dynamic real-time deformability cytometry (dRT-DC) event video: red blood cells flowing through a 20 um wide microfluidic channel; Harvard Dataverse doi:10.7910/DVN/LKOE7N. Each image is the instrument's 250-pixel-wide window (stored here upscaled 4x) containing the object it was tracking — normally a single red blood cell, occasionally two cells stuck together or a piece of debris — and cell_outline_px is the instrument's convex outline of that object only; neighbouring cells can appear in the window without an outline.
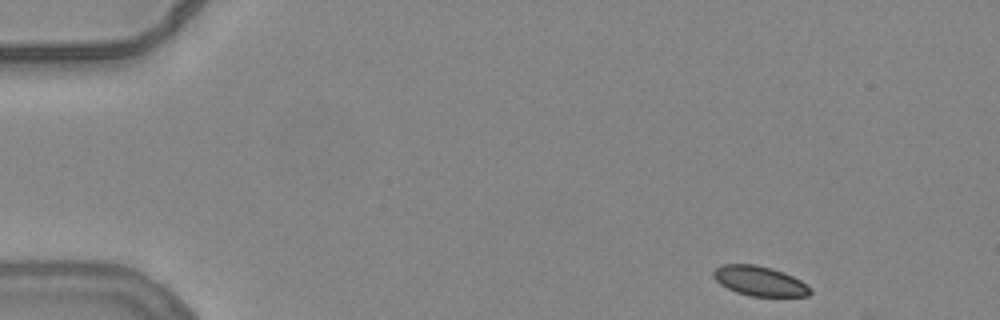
{"species": "common noctule bat (a hibernating species)", "species_latin": "Nyctalus noctula", "temperature_condition": "warm", "stored_images_in_passage": 5, "camera_frame_rate_fps": 3000, "um_per_image_px": 0.085, "animal": {"sex": "female", "body_mass_g": 24.6, "forearm_length_mm": 56.2}, "frame": {"image": 1, "passage_image": 1, "time_ms": 0.0, "image_size_px": [1000, 320], "cell_outline_px": [[812, 292], [808, 296], [748, 296], [736, 292], [720, 284], [712, 276], [712, 272], [716, 268], [724, 264], [756, 264], [772, 268], [784, 272], [800, 280], [812, 288]], "centroid_in_image_um": [64.57, 23.88], "position_along_channel_um": 20.4, "area_um2": 16.88}}